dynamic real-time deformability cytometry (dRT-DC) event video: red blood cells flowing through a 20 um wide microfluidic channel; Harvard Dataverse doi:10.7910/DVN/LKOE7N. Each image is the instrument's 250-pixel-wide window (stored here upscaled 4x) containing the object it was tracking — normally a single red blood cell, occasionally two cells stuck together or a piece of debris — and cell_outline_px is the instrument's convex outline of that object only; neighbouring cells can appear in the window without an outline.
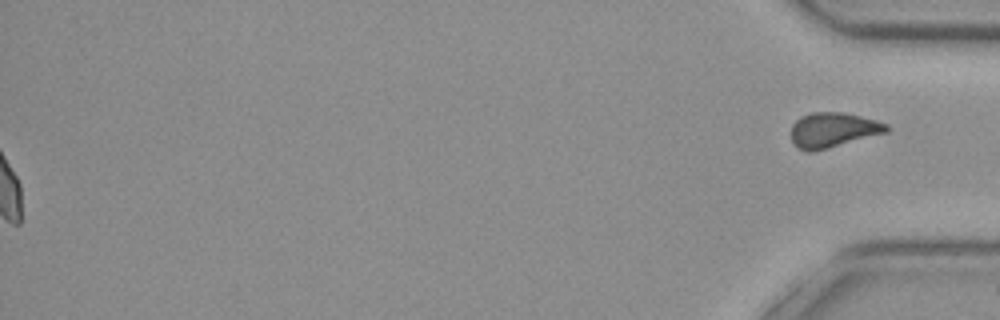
{"species": "common noctule bat (a hibernating species)", "species_latin": "Nyctalus noctula", "temperature_condition": "cold", "stored_images_in_passage": 51, "segment_of_instrument_passage": [2, 2], "camera_frame_rate_fps": 3000, "um_per_image_px": 0.085, "animal": {"sex": "female", "body_mass_g": 29.2, "forearm_length_mm": 56.3}, "frame": {"image": 1, "passage_image": 51, "time_ms": 16.667, "image_size_px": [1000, 320], "cell_outline_px": [[888, 132], [812, 152], [808, 152], [796, 148], [792, 144], [792, 124], [800, 116], [812, 112], [844, 112], [860, 116], [888, 124]], "centroid_in_image_um": [70.77, 11.05], "position_along_channel_um": 364.4, "area_um2": 19.42}}